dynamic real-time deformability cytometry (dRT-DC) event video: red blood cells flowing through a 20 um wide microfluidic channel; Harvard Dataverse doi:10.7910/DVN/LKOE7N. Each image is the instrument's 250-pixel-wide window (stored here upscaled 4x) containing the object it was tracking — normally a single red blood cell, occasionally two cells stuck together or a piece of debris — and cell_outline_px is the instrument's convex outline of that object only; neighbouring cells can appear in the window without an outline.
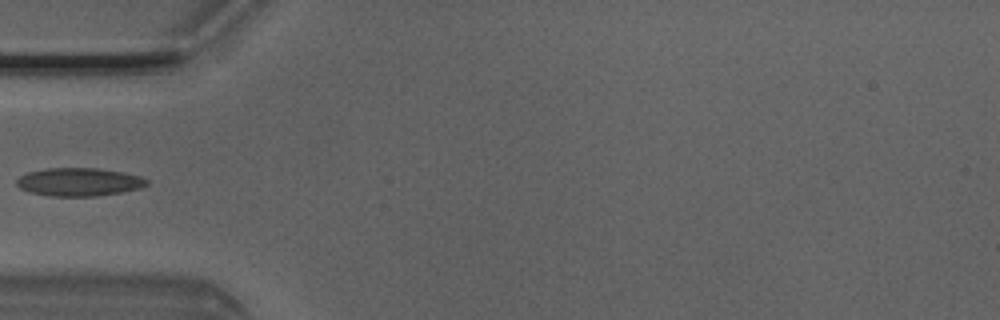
{"species": "Egyptian fruit bat (a non-hibernating species)", "species_latin": "Rousettus aegyptiacus", "temperature_condition": "room temperature", "stored_images_in_passage": 5, "camera_frame_rate_fps": 3000, "um_per_image_px": 0.085, "animal": {"sex": "male"}, "frame": {"image": 1, "passage_image": 5, "time_ms": 1.333, "image_size_px": [1000, 320], "cell_outline_px": [[148, 184], [140, 188], [124, 192], [96, 196], [48, 196], [28, 192], [20, 188], [16, 184], [16, 180], [20, 176], [28, 172], [48, 168], [100, 168], [124, 172], [140, 176], [148, 180]], "centroid_in_image_um": [6.72, 15.47], "position_along_channel_um": 78.3, "area_um2": 21.56}}